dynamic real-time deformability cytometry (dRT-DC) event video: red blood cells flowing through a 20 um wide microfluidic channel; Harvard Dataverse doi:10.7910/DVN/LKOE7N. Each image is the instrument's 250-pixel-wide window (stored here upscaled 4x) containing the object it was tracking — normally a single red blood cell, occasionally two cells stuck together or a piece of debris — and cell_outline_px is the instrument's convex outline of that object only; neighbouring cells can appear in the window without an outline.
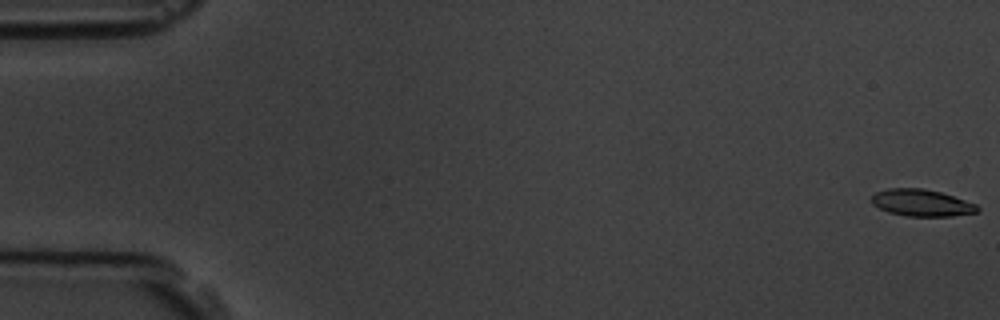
{"species": "common noctule bat (a hibernating species)", "species_latin": "Nyctalus noctula", "temperature_condition": "room temperature", "stored_images_in_passage": 10, "camera_frame_rate_fps": 3000, "um_per_image_px": 0.085, "animal": {"sex": "male", "body_mass_g": 19.5, "forearm_length_mm": 54.6}, "frame": {"image": 1, "passage_image": 1, "time_ms": 0.0, "image_size_px": [1000, 320], "cell_outline_px": [[980, 212], [952, 216], [904, 216], [888, 212], [872, 204], [872, 196], [876, 192], [888, 188], [924, 188], [940, 192], [976, 204], [980, 208]], "centroid_in_image_um": [78.34, 17.24], "position_along_channel_um": 6.7, "area_um2": 16.59}}
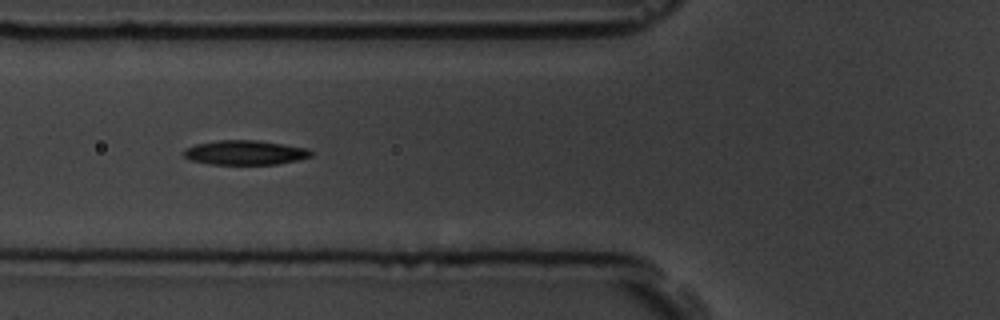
{"frame": {"image": 2, "passage_image": 7, "time_ms": 7.0, "image_size_px": [1000, 320], "cell_outline_px": [[312, 156], [296, 160], [276, 164], [208, 164], [192, 160], [184, 156], [184, 148], [196, 144], [220, 140], [260, 140], [308, 148], [312, 152]], "centroid_in_image_um": [20.84, 12.96], "position_along_channel_um": 105.0, "area_um2": 18.09}}
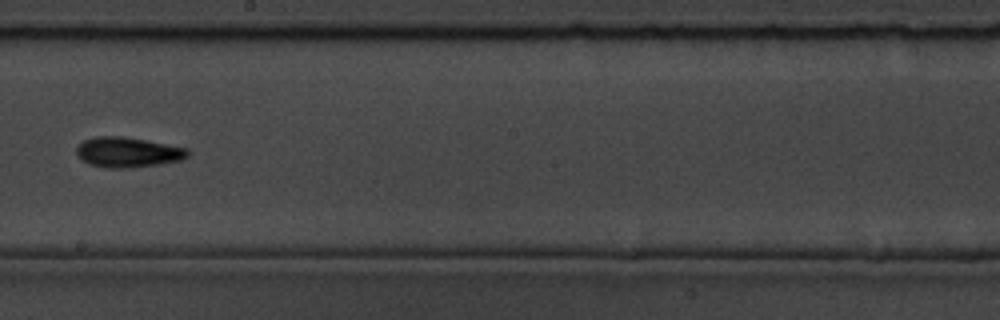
{"frame": {"image": 3, "passage_image": 10, "time_ms": 10.667, "image_size_px": [1000, 320], "cell_outline_px": [[188, 156], [180, 160], [160, 164], [128, 168], [104, 168], [88, 164], [80, 160], [76, 156], [76, 148], [84, 140], [96, 136], [120, 136], [144, 140], [188, 148]], "centroid_in_image_um": [10.8, 12.95], "position_along_channel_um": 237.4, "area_um2": 19.59}}